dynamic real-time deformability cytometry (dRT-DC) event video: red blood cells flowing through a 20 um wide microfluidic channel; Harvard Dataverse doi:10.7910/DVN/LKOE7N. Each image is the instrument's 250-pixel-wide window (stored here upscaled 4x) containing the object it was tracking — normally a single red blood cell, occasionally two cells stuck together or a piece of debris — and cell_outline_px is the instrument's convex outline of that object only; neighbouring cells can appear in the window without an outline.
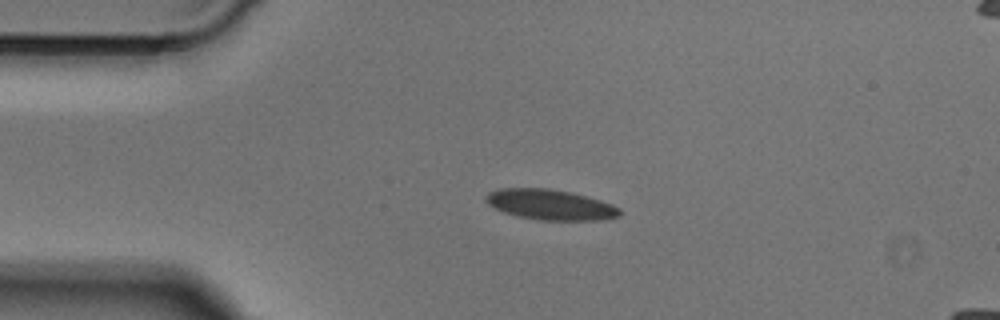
{"species": "Egyptian fruit bat (a non-hibernating species)", "species_latin": "Rousettus aegyptiacus", "temperature_condition": "cold", "stored_images_in_passage": 4, "camera_frame_rate_fps": 3000, "um_per_image_px": 0.085, "animal": {"sex": "male"}, "frame": {"image": 1, "passage_image": 2, "time_ms": 0.333, "image_size_px": [1000, 320], "cell_outline_px": [[620, 216], [604, 220], [540, 220], [516, 216], [504, 212], [488, 204], [484, 200], [488, 192], [500, 188], [548, 188], [572, 192], [600, 200], [612, 204], [620, 208]], "centroid_in_image_um": [46.78, 17.39], "position_along_channel_um": 38.2, "area_um2": 23.81}}